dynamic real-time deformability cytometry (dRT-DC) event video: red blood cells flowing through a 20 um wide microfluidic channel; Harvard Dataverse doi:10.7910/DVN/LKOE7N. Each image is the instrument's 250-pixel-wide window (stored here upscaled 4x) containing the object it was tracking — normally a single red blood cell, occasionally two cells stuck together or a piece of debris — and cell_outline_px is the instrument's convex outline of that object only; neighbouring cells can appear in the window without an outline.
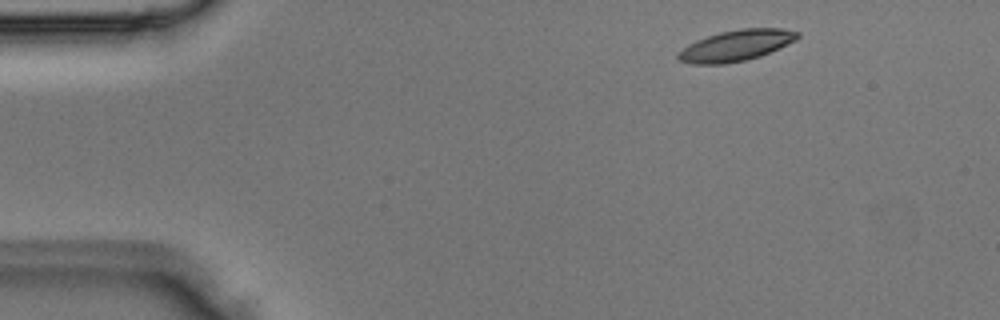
{"species": "Egyptian fruit bat (a non-hibernating species)", "species_latin": "Rousettus aegyptiacus", "temperature_condition": "room temperature", "stored_images_in_passage": 4, "segment_of_instrument_passage": [2, 2], "camera_frame_rate_fps": 3000, "um_per_image_px": 0.085, "animal": {"sex": "male"}, "frame": {"image": 1, "passage_image": 4, "time_ms": 1.0, "image_size_px": [1000, 320], "cell_outline_px": [[800, 36], [796, 40], [780, 48], [760, 56], [744, 60], [724, 64], [692, 64], [680, 60], [676, 56], [676, 52], [688, 44], [696, 40], [720, 32], [740, 28], [780, 28], [800, 32]], "centroid_in_image_um": [62.56, 3.86], "position_along_channel_um": 22.4, "area_um2": 21.62}}